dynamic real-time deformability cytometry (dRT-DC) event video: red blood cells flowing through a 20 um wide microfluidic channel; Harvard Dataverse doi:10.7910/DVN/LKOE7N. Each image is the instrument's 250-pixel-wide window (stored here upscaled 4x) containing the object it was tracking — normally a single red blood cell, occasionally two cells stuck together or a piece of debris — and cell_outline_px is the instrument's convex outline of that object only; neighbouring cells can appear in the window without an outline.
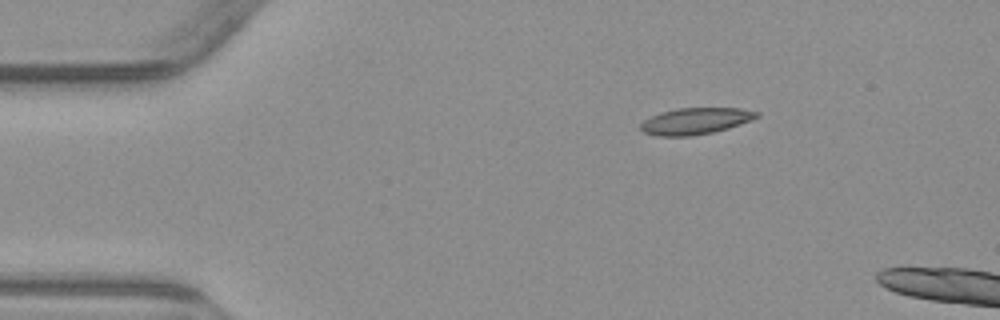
{"species": "common noctule bat (a hibernating species)", "species_latin": "Nyctalus noctula", "temperature_condition": "warm", "stored_images_in_passage": 2, "camera_frame_rate_fps": 3000, "um_per_image_px": 0.085, "animal": {"sex": "male", "body_mass_g": 23.1, "forearm_length_mm": 52.7}, "frame": {"image": 1, "passage_image": 1, "time_ms": 0.0, "image_size_px": [1000, 320], "cell_outline_px": [[760, 116], [752, 120], [728, 128], [712, 132], [688, 136], [656, 136], [644, 132], [640, 128], [640, 124], [644, 120], [660, 112], [676, 108], [740, 108], [760, 112]], "centroid_in_image_um": [59.12, 10.28], "position_along_channel_um": 25.9, "area_um2": 17.92}}